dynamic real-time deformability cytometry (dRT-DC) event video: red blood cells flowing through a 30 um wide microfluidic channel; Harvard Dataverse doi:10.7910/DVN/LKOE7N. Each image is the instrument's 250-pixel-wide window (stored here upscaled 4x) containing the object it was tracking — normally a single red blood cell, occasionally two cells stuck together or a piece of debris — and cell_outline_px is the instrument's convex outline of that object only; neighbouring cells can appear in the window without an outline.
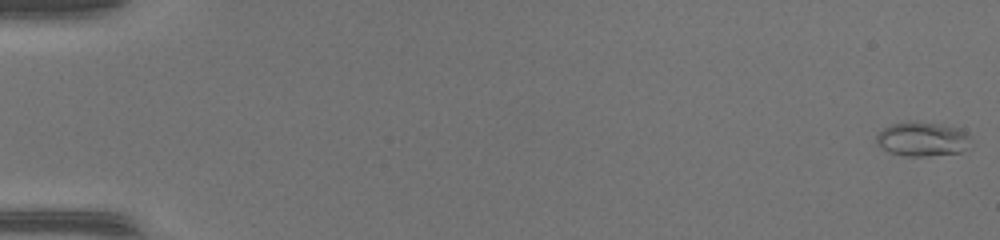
{"species": "common noctule bat (a hibernating species)", "species_latin": "Nyctalus noctula", "temperature_condition": "warm", "stored_images_in_passage": 51, "camera_frame_rate_fps": 3000, "um_per_image_px": 0.085, "animal": {"sex": "female", "body_mass_g": 17.0, "forearm_length_mm": 48.0}, "frame": {"image": 1, "passage_image": 1, "time_ms": 0.0, "image_size_px": [1000, 240], "cell_outline_px": [[972, 148], [960, 152], [924, 156], [904, 156], [888, 152], [876, 144], [876, 136], [884, 128], [892, 124], [916, 120], [940, 124], [960, 128], [968, 136]], "centroid_in_image_um": [78.41, 11.82], "position_along_channel_um": 6.6, "area_um2": 19.07}}
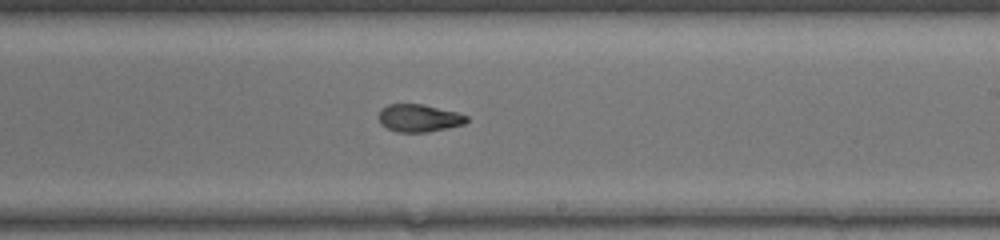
{"frame": {"image": 2, "passage_image": 32, "time_ms": 10.333, "image_size_px": [1000, 240], "cell_outline_px": [[468, 120], [464, 124], [448, 128], [428, 132], [396, 132], [380, 124], [376, 116], [380, 108], [388, 104], [424, 104], [456, 112], [468, 116]], "centroid_in_image_um": [35.56, 10.03], "position_along_channel_um": 253.4, "area_um2": 14.39}}
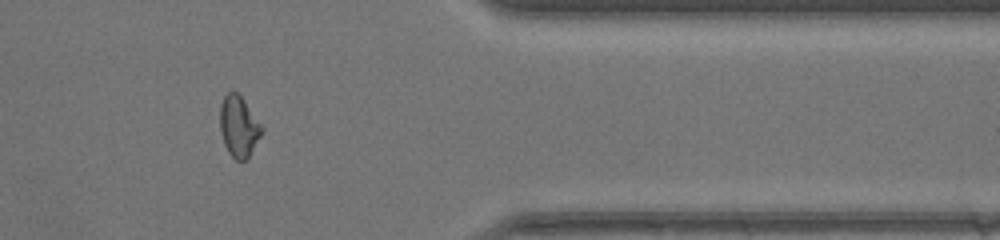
{"frame": {"image": 3, "passage_image": 43, "time_ms": 14.0, "image_size_px": [1000, 240], "cell_outline_px": [[264, 132], [248, 156], [244, 160], [236, 160], [228, 152], [224, 144], [220, 132], [220, 104], [224, 96], [228, 92], [236, 92], [244, 100], [264, 128]], "centroid_in_image_um": [20.3, 10.74], "position_along_channel_um": 391.1, "area_um2": 14.8}, "authors_computed_cell_mechanics": {"area_um2": 15.0858, "velocity_mm_per_s": 4.2005, "shape_relaxation_time_tau1_ms": 6.0135, "shape_relaxation_time_tau2_ms": 2.8382, "deformation_change_tau1": 0.2116, "deformation_change_tau2": 0.0487}}